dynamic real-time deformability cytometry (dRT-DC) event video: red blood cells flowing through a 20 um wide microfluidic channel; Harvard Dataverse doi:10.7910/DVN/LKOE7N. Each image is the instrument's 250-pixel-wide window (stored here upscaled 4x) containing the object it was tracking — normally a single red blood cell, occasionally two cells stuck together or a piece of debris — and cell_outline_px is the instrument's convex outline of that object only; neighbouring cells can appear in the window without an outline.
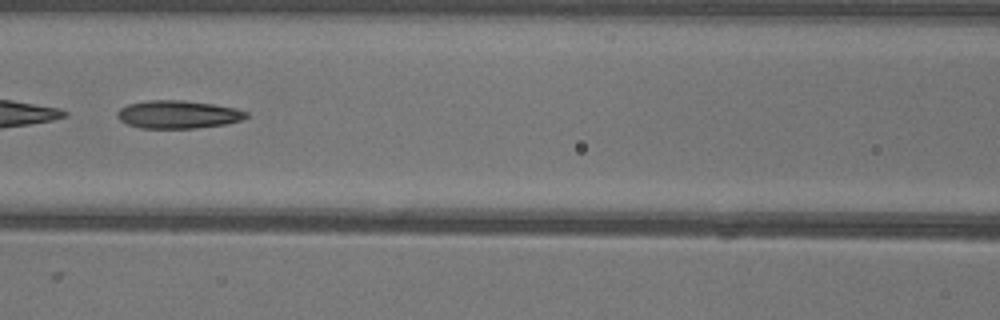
{"species": "common noctule bat (a hibernating species)", "species_latin": "Nyctalus noctula", "temperature_condition": "warm", "stored_images_in_passage": 50, "camera_frame_rate_fps": 3000, "um_per_image_px": 0.085, "animal": {"sex": "female"}, "frame": {"image": 1, "passage_image": 22, "time_ms": 7.0, "image_size_px": [1000, 320], "cell_outline_px": [[248, 116], [240, 120], [228, 124], [196, 128], [140, 128], [128, 124], [120, 120], [116, 116], [116, 112], [120, 108], [128, 104], [148, 100], [184, 100], [212, 104], [236, 108], [248, 112]], "centroid_in_image_um": [15.13, 9.73], "position_along_channel_um": 151.5, "area_um2": 21.1}, "authors_computed_cell_mechanics": {"area_um2": 29.2179, "velocity_mm_per_s": 3.9764, "shape_relaxation_time_tau1_ms": 9.6898, "shape_relaxation_time_tau2_ms": 4.2248, "deformation_change_tau1": 0.2515, "deformation_change_tau2": 0.1482}}